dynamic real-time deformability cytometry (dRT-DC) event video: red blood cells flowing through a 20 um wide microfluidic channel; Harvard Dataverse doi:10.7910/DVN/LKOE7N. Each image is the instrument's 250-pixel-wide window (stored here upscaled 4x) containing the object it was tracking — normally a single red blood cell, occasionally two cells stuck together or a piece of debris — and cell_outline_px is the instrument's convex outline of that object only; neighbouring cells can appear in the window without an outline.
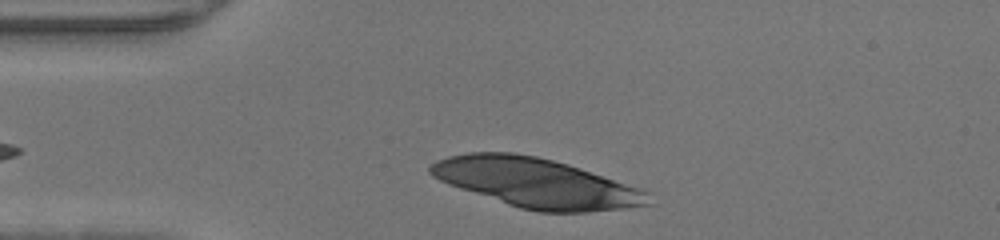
{"species": "human", "species_latin": "Homo sapiens", "temperature_condition": "warm", "stored_images_in_passage": 28, "camera_frame_rate_fps": 3000, "um_per_image_px": 0.085, "donor": {"sex": "male"}, "frame": {"image": 1, "passage_image": 2, "time_ms": 0.333, "image_size_px": [1000, 240], "cell_outline_px": [[656, 204], [624, 208], [588, 212], [540, 212], [520, 208], [448, 184], [432, 176], [428, 172], [428, 168], [436, 160], [448, 156], [468, 152], [512, 152], [536, 156], [568, 164], [648, 192]], "centroid_in_image_um": [45.57, 15.55], "position_along_channel_um": 39.4, "area_um2": 62.14}}